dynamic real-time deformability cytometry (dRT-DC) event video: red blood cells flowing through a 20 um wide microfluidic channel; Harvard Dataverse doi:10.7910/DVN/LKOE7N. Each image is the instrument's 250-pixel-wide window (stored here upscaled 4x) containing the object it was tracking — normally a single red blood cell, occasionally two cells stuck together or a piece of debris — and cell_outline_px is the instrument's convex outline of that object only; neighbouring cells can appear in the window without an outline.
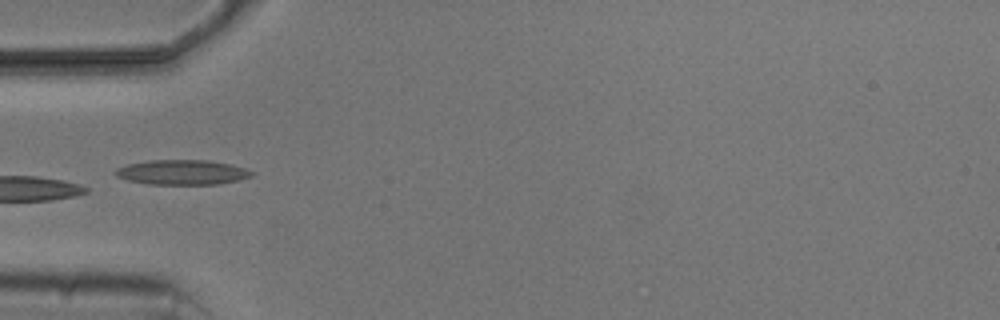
{"species": "common noctule bat (a hibernating species)", "species_latin": "Nyctalus noctula", "temperature_condition": "cold", "stored_images_in_passage": 9, "camera_frame_rate_fps": 3000, "um_per_image_px": 0.085, "animal": {"sex": "male", "body_mass_g": 20.5, "forearm_length_mm": 52.5}, "frame": {"image": 1, "passage_image": 6, "time_ms": 6.0, "image_size_px": [1000, 320], "cell_outline_px": [[252, 176], [240, 180], [220, 184], [148, 184], [128, 180], [116, 176], [116, 168], [128, 164], [148, 160], [208, 160], [232, 164], [244, 168], [252, 172]], "centroid_in_image_um": [15.5, 14.64], "position_along_channel_um": 69.5, "area_um2": 19.71}}
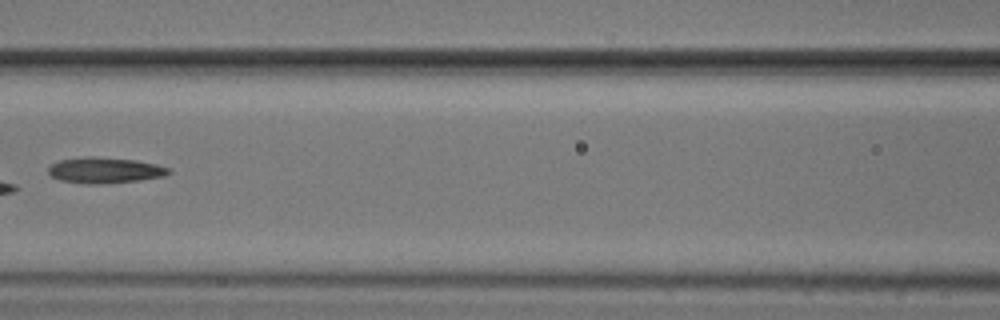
{"frame": {"image": 2, "passage_image": 8, "time_ms": 8.333, "image_size_px": [1000, 320], "cell_outline_px": [[172, 172], [164, 176], [140, 180], [96, 184], [88, 184], [60, 180], [52, 176], [48, 172], [48, 168], [52, 164], [60, 160], [84, 156], [96, 156], [136, 160], [156, 164], [172, 168]], "centroid_in_image_um": [8.94, 14.46], "position_along_channel_um": 157.7, "area_um2": 18.21}}
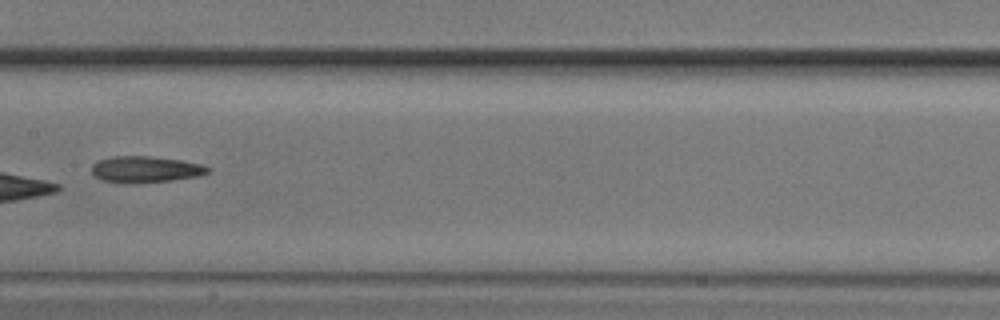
{"frame": {"image": 3, "passage_image": 9, "time_ms": 9.333, "image_size_px": [1000, 320], "cell_outline_px": [[212, 168], [208, 172], [196, 176], [172, 180], [136, 184], [124, 184], [100, 180], [92, 176], [92, 164], [100, 160], [112, 156], [152, 156], [184, 160], [200, 164]], "centroid_in_image_um": [12.32, 14.41], "position_along_channel_um": 195.1, "area_um2": 18.21}}